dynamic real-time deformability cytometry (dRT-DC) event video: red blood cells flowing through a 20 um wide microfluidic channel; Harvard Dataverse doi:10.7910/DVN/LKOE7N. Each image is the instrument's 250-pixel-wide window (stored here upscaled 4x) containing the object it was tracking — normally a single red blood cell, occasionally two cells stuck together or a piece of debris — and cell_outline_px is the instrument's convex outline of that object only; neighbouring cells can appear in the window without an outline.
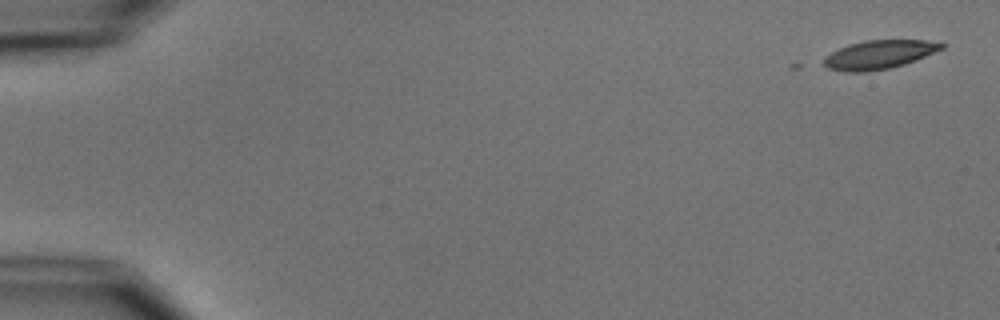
{"species": "common noctule bat (a hibernating species)", "species_latin": "Nyctalus noctula", "temperature_condition": "cold", "stored_images_in_passage": 3, "camera_frame_rate_fps": 3000, "um_per_image_px": 0.085, "animal": {"sex": "male", "body_mass_g": 15.6}, "frame": {"image": 1, "passage_image": 1, "time_ms": 0.0, "image_size_px": [1000, 320], "cell_outline_px": [[944, 48], [916, 60], [904, 64], [888, 68], [864, 72], [844, 72], [828, 68], [824, 64], [824, 56], [848, 44], [864, 40], [924, 40], [944, 44]], "centroid_in_image_um": [74.69, 4.64], "position_along_channel_um": 10.3, "area_um2": 19.54}}